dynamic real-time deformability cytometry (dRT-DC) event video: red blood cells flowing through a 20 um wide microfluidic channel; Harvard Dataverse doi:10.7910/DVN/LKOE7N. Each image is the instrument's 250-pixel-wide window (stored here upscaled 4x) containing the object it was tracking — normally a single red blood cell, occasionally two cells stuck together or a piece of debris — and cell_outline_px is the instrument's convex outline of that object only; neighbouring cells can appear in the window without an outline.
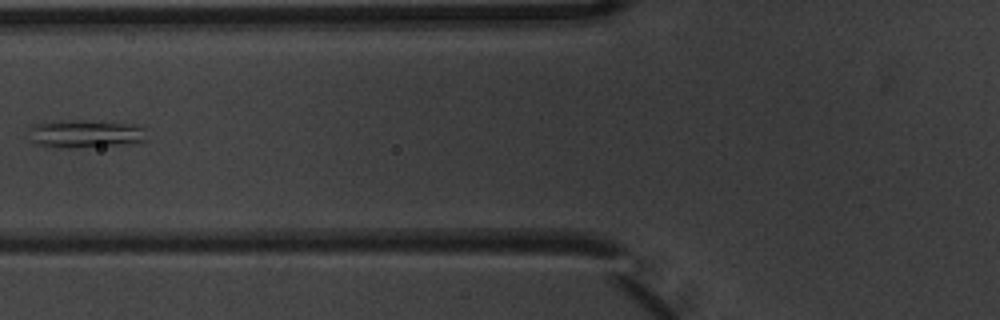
{"species": "common noctule bat (a hibernating species)", "species_latin": "Nyctalus noctula", "temperature_condition": "warm", "stored_images_in_passage": 7, "camera_frame_rate_fps": 3000, "um_per_image_px": 0.085, "animal": {"sex": "male", "body_mass_g": 20.1, "forearm_length_mm": 53.5}, "frame": {"image": 1, "passage_image": 6, "time_ms": 1.667, "image_size_px": [1000, 320], "cell_outline_px": [[148, 140], [100, 148], [56, 148], [36, 144], [32, 140], [28, 128], [36, 124], [144, 124]], "centroid_in_image_um": [7.38, 11.48], "position_along_channel_um": 118.4, "area_um2": 18.21}}